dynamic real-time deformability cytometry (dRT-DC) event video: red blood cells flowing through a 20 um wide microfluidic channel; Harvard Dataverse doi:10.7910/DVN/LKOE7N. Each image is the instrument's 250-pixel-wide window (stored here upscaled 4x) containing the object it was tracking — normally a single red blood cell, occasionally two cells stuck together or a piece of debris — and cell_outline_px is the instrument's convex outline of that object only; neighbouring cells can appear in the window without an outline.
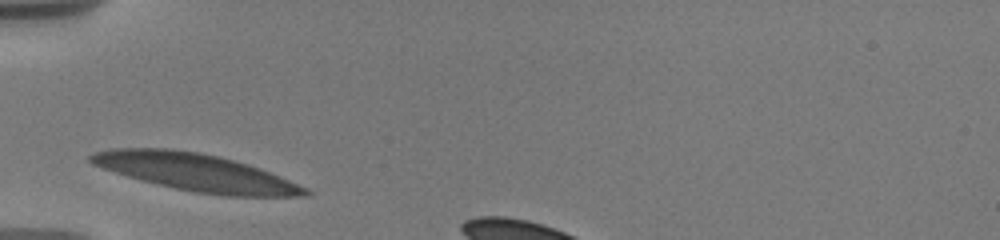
{"species": "human", "species_latin": "Homo sapiens", "temperature_condition": "warm", "stored_images_in_passage": 7, "camera_frame_rate_fps": 3000, "um_per_image_px": 0.085, "donor": {"sex": "male"}, "frame": {"image": 1, "passage_image": 1, "time_ms": 0.0, "image_size_px": [1000, 240], "cell_outline_px": [[312, 192], [308, 196], [224, 196], [196, 192], [176, 188], [128, 176], [92, 164], [88, 160], [88, 156], [96, 152], [112, 148], [168, 148], [200, 152], [232, 160], [280, 176], [308, 188]], "centroid_in_image_um": [16.66, 14.65], "position_along_channel_um": 68.3, "area_um2": 45.84}}
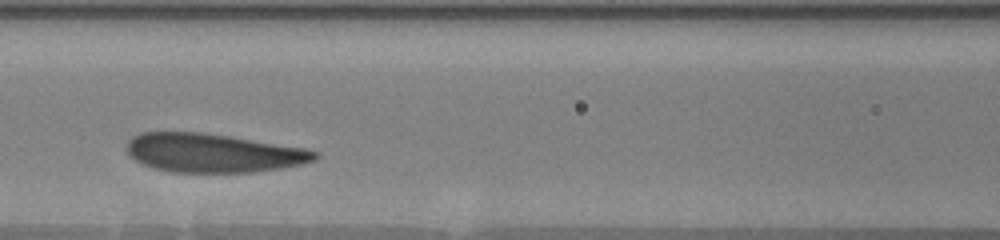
{"frame": {"image": 2, "passage_image": 4, "time_ms": 2.333, "image_size_px": [1000, 240], "cell_outline_px": [[320, 156], [316, 160], [300, 164], [280, 168], [256, 172], [168, 172], [152, 168], [136, 160], [128, 152], [128, 140], [132, 136], [140, 132], [200, 132], [228, 136], [304, 148], [320, 152]], "centroid_in_image_um": [18.11, 13.0], "position_along_channel_um": 148.5, "area_um2": 42.37}}
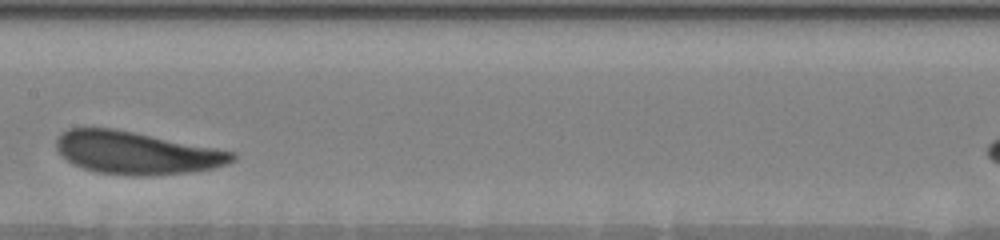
{"frame": {"image": 3, "passage_image": 6, "time_ms": 3.667, "image_size_px": [1000, 240], "cell_outline_px": [[236, 160], [228, 164], [216, 168], [192, 172], [144, 176], [128, 176], [100, 172], [84, 168], [72, 164], [56, 148], [56, 140], [68, 128], [116, 128], [232, 152], [236, 156]], "centroid_in_image_um": [11.6, 13.0], "position_along_channel_um": 195.8, "area_um2": 43.41}}